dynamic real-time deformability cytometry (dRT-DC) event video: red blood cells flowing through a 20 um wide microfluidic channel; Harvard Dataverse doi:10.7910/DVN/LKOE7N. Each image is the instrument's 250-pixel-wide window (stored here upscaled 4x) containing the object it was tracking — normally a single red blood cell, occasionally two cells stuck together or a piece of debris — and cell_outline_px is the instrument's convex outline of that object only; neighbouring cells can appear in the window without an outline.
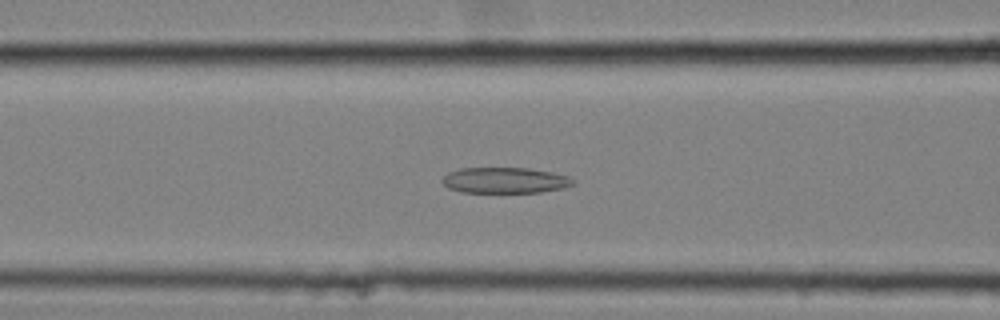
{"species": "common noctule bat (a hibernating species)", "species_latin": "Nyctalus noctula", "temperature_condition": "cold", "stored_images_in_passage": 59, "camera_frame_rate_fps": 3000, "um_per_image_px": 0.085, "animal": {"sex": "female", "body_mass_g": 25.1}, "frame": {"image": 1, "passage_image": 25, "time_ms": 8.0, "image_size_px": [1000, 320], "cell_outline_px": [[576, 184], [564, 188], [540, 192], [460, 192], [448, 188], [444, 184], [444, 176], [448, 172], [460, 168], [528, 168], [552, 172], [568, 176], [576, 180]], "centroid_in_image_um": [42.97, 15.32], "position_along_channel_um": 123.6, "area_um2": 19.71}}
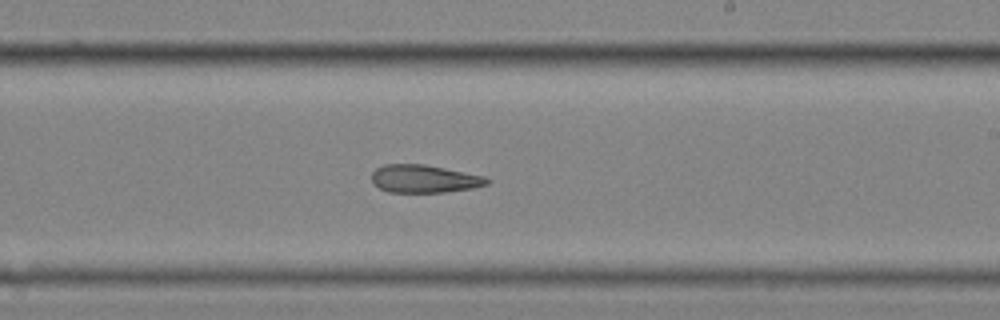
{"frame": {"image": 2, "passage_image": 36, "time_ms": 11.667, "image_size_px": [1000, 320], "cell_outline_px": [[492, 180], [488, 184], [472, 188], [444, 192], [388, 192], [380, 188], [372, 180], [372, 172], [376, 168], [384, 164], [424, 164], [484, 176]], "centroid_in_image_um": [36.06, 15.19], "position_along_channel_um": 252.9, "area_um2": 18.61}}
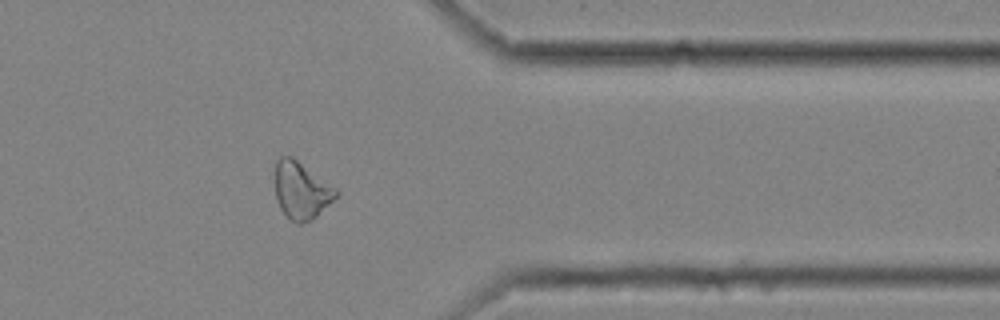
{"frame": {"image": 3, "passage_image": 48, "time_ms": 15.667, "image_size_px": [1000, 320], "cell_outline_px": [[340, 192], [312, 220], [300, 224], [296, 224], [288, 220], [280, 208], [276, 200], [276, 160], [280, 156], [292, 156], [336, 188]], "centroid_in_image_um": [25.59, 16.21], "position_along_channel_um": 385.8, "area_um2": 20.23}, "authors_computed_cell_mechanics": {"area_um2": 22.1374, "velocity_mm_per_s": 3.5303, "shape_relaxation_time_tau1_ms": null, "shape_relaxation_time_tau2_ms": 6.4023, "deformation_change_tau1": null, "deformation_change_tau2": 0.1616}}